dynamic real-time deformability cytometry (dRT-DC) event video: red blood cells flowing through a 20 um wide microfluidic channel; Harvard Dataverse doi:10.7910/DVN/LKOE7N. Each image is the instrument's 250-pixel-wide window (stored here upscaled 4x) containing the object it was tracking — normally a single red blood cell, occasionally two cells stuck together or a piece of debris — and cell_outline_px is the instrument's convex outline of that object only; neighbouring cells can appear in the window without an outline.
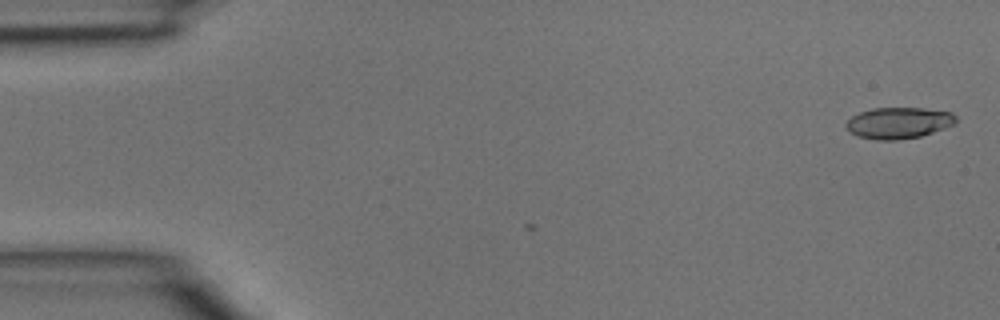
{"species": "common noctule bat (a hibernating species)", "species_latin": "Nyctalus noctula", "temperature_condition": "room temperature", "stored_images_in_passage": 3, "camera_frame_rate_fps": 3000, "um_per_image_px": 0.085, "animal": {"sex": "male", "body_mass_g": 15.6}, "frame": {"image": 1, "passage_image": 1, "time_ms": 0.0, "image_size_px": [1000, 320], "cell_outline_px": [[956, 124], [920, 136], [896, 140], [876, 140], [860, 136], [848, 132], [844, 124], [852, 116], [860, 112], [872, 108], [924, 108], [952, 112], [956, 116]], "centroid_in_image_um": [76.37, 10.44], "position_along_channel_um": 8.6, "area_um2": 20.06}}